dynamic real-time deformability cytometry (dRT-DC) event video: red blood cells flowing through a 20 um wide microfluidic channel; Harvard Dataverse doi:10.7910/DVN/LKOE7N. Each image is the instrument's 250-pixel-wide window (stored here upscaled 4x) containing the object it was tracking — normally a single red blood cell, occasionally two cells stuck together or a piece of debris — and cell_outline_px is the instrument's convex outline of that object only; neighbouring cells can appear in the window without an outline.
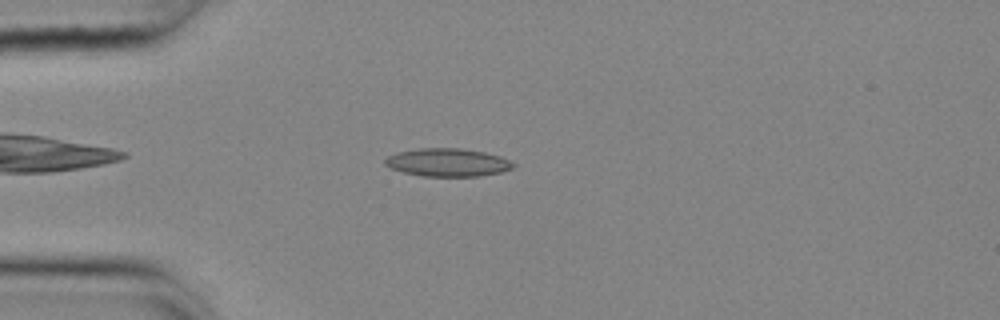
{"species": "common noctule bat (a hibernating species)", "species_latin": "Nyctalus noctula", "temperature_condition": "cold", "stored_images_in_passage": 47, "camera_frame_rate_fps": 3000, "um_per_image_px": 0.085, "animal": {"sex": "female", "body_mass_g": 25.1}, "frame": {"image": 1, "passage_image": 7, "time_ms": 2.0, "image_size_px": [1000, 320], "cell_outline_px": [[516, 164], [512, 168], [500, 172], [480, 176], [424, 176], [404, 172], [392, 168], [384, 164], [384, 160], [388, 156], [396, 152], [420, 148], [460, 148], [484, 152], [500, 156]], "centroid_in_image_um": [38.04, 13.8], "position_along_channel_um": 47.0, "area_um2": 20.81}}
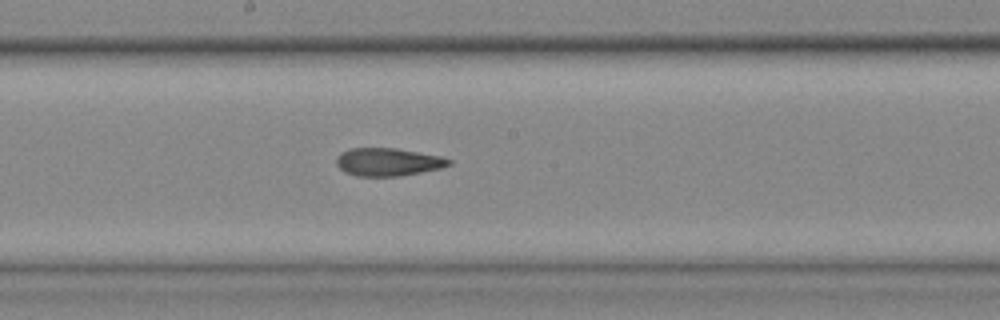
{"frame": {"image": 2, "passage_image": 22, "time_ms": 7.0, "image_size_px": [1000, 320], "cell_outline_px": [[452, 164], [440, 168], [420, 172], [396, 176], [356, 176], [344, 172], [336, 164], [336, 156], [340, 152], [348, 148], [396, 148], [440, 156], [452, 160]], "centroid_in_image_um": [32.93, 13.76], "position_along_channel_um": 215.3, "area_um2": 18.32}}
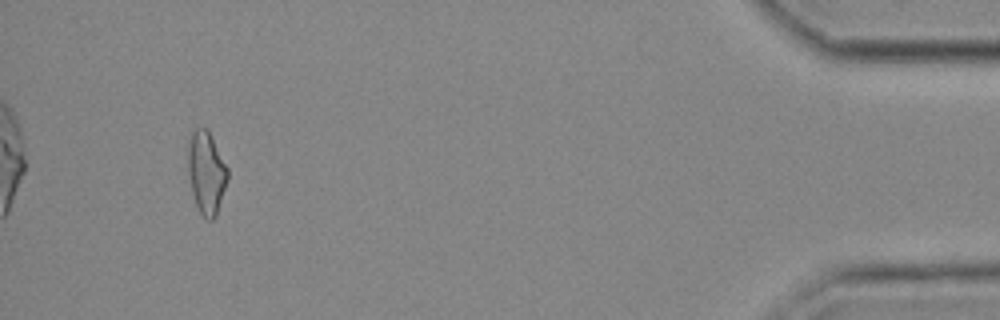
{"frame": {"image": 3, "passage_image": 44, "time_ms": 14.333, "image_size_px": [1000, 320], "cell_outline_px": [[228, 180], [216, 216], [212, 220], [208, 220], [200, 212], [196, 204], [192, 192], [188, 172], [188, 148], [192, 132], [196, 128], [208, 128], [228, 168]], "centroid_in_image_um": [17.56, 14.66], "position_along_channel_um": 417.6, "area_um2": 19.02}, "authors_computed_cell_mechanics": {"area_um2": 18.785, "velocity_mm_per_s": 3.7011, "shape_relaxation_time_tau1_ms": null, "shape_relaxation_time_tau2_ms": 4.3584, "deformation_change_tau1": null, "deformation_change_tau2": 0.1298}}